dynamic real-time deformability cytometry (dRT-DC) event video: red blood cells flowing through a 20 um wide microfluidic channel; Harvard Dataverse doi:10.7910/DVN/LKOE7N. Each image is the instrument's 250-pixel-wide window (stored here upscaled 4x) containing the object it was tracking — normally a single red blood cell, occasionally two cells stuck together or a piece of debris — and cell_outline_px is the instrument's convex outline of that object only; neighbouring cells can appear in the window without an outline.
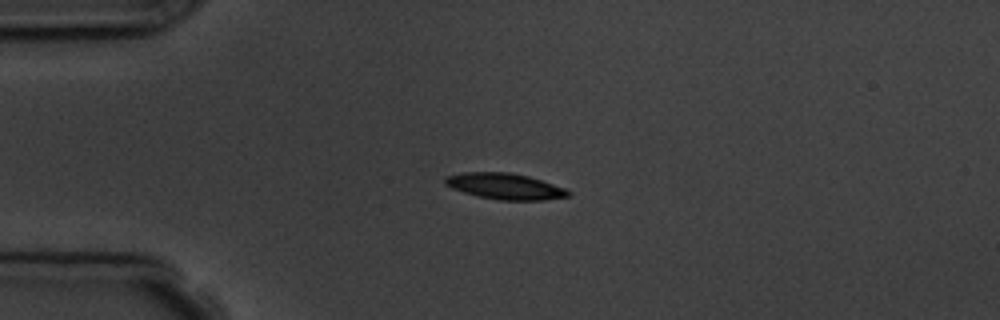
{"species": "common noctule bat (a hibernating species)", "species_latin": "Nyctalus noctula", "temperature_condition": "room temperature", "stored_images_in_passage": 4, "camera_frame_rate_fps": 3000, "um_per_image_px": 0.085, "animal": {"sex": "male", "body_mass_g": 19.5, "forearm_length_mm": 54.6}, "frame": {"image": 1, "passage_image": 4, "time_ms": 3.333, "image_size_px": [1000, 320], "cell_outline_px": [[572, 192], [568, 196], [544, 200], [500, 200], [480, 196], [464, 192], [452, 188], [444, 184], [444, 176], [464, 172], [508, 172], [528, 176], [564, 188]], "centroid_in_image_um": [42.89, 15.83], "position_along_channel_um": 42.1, "area_um2": 18.5}}